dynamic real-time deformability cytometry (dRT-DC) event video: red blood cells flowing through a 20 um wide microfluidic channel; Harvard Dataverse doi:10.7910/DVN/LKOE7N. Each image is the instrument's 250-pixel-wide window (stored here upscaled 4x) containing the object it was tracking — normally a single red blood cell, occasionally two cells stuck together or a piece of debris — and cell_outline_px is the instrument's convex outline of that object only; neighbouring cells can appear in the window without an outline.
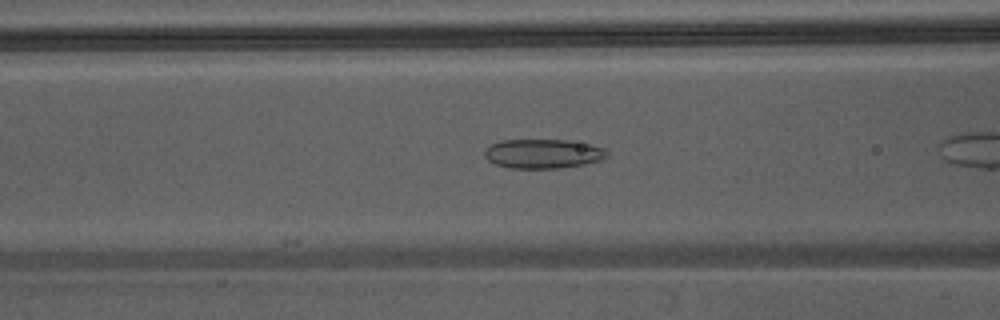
{"species": "Egyptian fruit bat (a non-hibernating species)", "species_latin": "Rousettus aegyptiacus", "temperature_condition": "warm", "stored_images_in_passage": 17, "camera_frame_rate_fps": 3000, "um_per_image_px": 0.085, "animal": {"sex": "male"}, "frame": {"image": 1, "passage_image": 5, "time_ms": 1.333, "image_size_px": [1000, 320], "cell_outline_px": [[608, 156], [600, 160], [584, 164], [560, 168], [508, 168], [496, 164], [488, 160], [484, 156], [484, 152], [492, 144], [500, 140], [568, 140], [588, 144], [604, 148], [608, 152]], "centroid_in_image_um": [46.16, 13.07], "position_along_channel_um": 120.4, "area_um2": 20.81}}
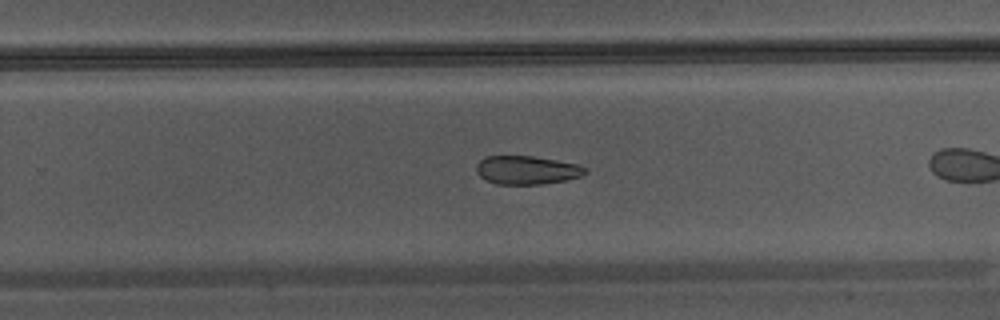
{"frame": {"image": 2, "passage_image": 16, "time_ms": 5.0, "image_size_px": [1000, 320], "cell_outline_px": [[588, 172], [580, 176], [564, 180], [544, 184], [496, 184], [480, 176], [476, 172], [476, 164], [484, 156], [532, 156], [556, 160], [576, 164], [588, 168]], "centroid_in_image_um": [44.77, 14.45], "position_along_channel_um": 285.0, "area_um2": 18.03}}